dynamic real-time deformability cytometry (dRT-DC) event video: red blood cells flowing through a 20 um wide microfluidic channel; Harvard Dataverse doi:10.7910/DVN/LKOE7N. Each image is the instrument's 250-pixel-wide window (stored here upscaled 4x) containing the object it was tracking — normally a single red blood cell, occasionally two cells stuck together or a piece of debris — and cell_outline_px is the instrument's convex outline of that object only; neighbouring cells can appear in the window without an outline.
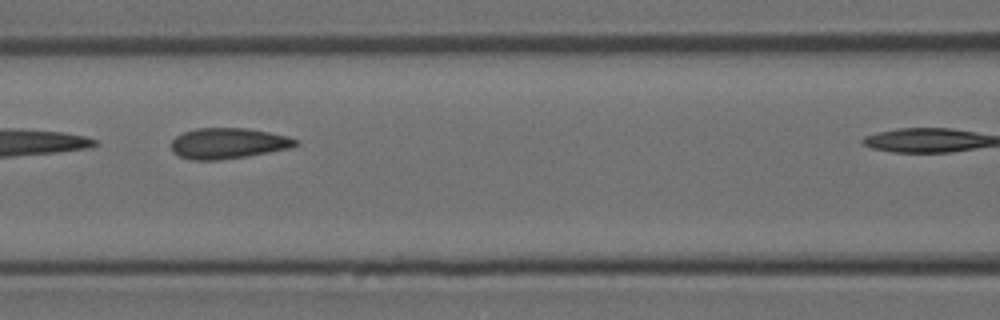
{"species": "Egyptian fruit bat (a non-hibernating species)", "species_latin": "Rousettus aegyptiacus", "temperature_condition": "room temperature", "stored_images_in_passage": 6, "camera_frame_rate_fps": 3000, "um_per_image_px": 0.085, "animal": {"sex": "female"}, "frame": {"image": 1, "passage_image": 4, "time_ms": 1.0, "image_size_px": [1000, 320], "cell_outline_px": [[300, 144], [288, 148], [268, 152], [220, 160], [192, 160], [180, 156], [172, 152], [172, 140], [176, 136], [184, 132], [196, 128], [244, 128], [268, 132], [288, 136], [296, 140]], "centroid_in_image_um": [19.36, 12.18], "position_along_channel_um": 147.2, "area_um2": 22.02}}
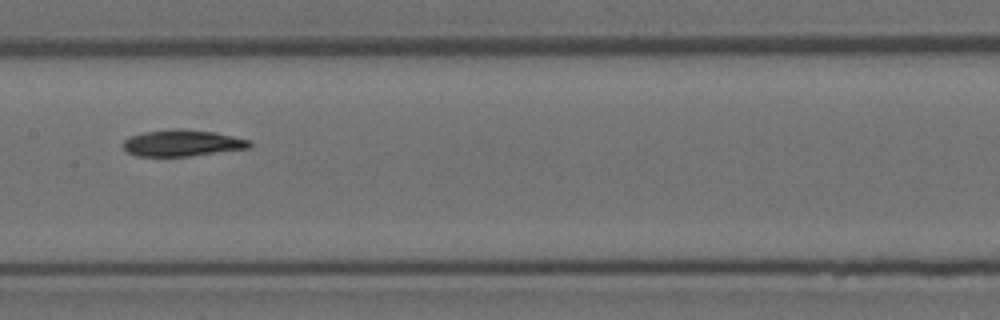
{"frame": {"image": 2, "passage_image": 6, "time_ms": 1.667, "image_size_px": [1000, 320], "cell_outline_px": [[252, 148], [188, 156], [136, 156], [128, 152], [124, 148], [124, 140], [128, 136], [144, 132], [176, 128], [184, 128], [216, 132], [252, 140]], "centroid_in_image_um": [15.54, 12.15], "position_along_channel_um": 191.9, "area_um2": 19.77}}